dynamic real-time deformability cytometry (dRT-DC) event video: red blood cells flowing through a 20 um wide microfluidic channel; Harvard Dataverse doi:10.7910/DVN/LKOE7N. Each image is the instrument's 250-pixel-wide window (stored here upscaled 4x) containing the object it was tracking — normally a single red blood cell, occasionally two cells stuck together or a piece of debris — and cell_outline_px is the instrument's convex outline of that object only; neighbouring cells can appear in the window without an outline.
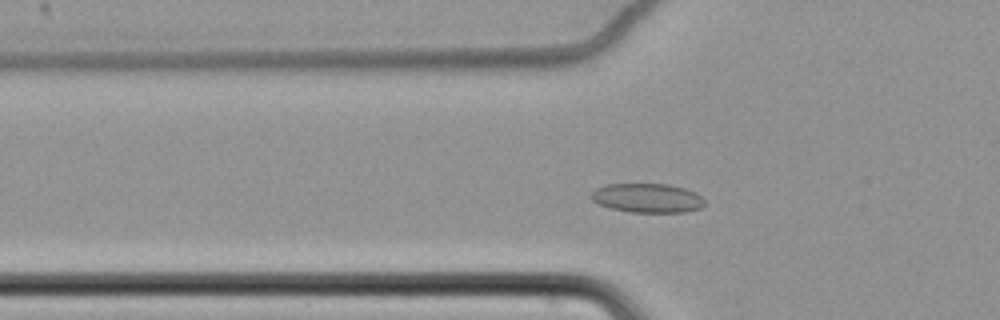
{"species": "common noctule bat (a hibernating species)", "species_latin": "Nyctalus noctula", "temperature_condition": "cold", "stored_images_in_passage": 57, "camera_frame_rate_fps": 3000, "um_per_image_px": 0.085, "animal": {"sex": "female", "body_mass_g": 22.7, "forearm_length_mm": 54.2}, "frame": {"image": 1, "passage_image": 16, "time_ms": 5.0, "image_size_px": [1000, 320], "cell_outline_px": [[704, 204], [700, 208], [684, 212], [628, 212], [612, 208], [600, 204], [592, 200], [588, 196], [596, 188], [608, 184], [668, 184], [684, 188], [696, 192], [704, 200]], "centroid_in_image_um": [55.01, 16.83], "position_along_channel_um": 70.8, "area_um2": 19.25}}
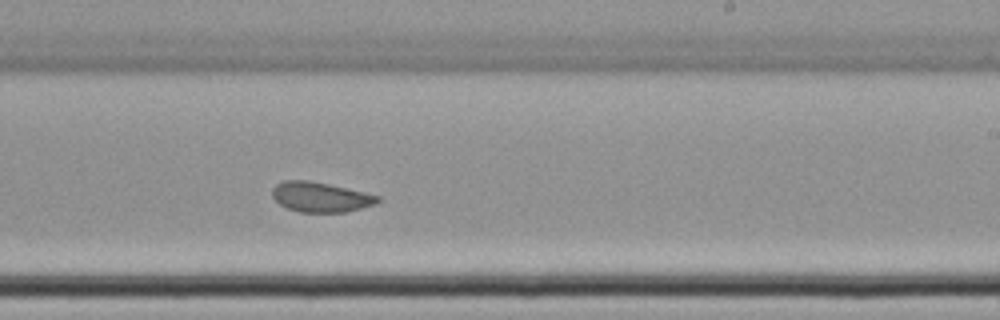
{"frame": {"image": 2, "passage_image": 33, "time_ms": 10.667, "image_size_px": [1000, 320], "cell_outline_px": [[380, 200], [376, 204], [344, 212], [300, 212], [288, 208], [280, 204], [272, 196], [272, 188], [276, 184], [284, 180], [308, 180], [328, 184], [364, 192], [380, 196]], "centroid_in_image_um": [27.23, 16.74], "position_along_channel_um": 261.8, "area_um2": 18.26}}
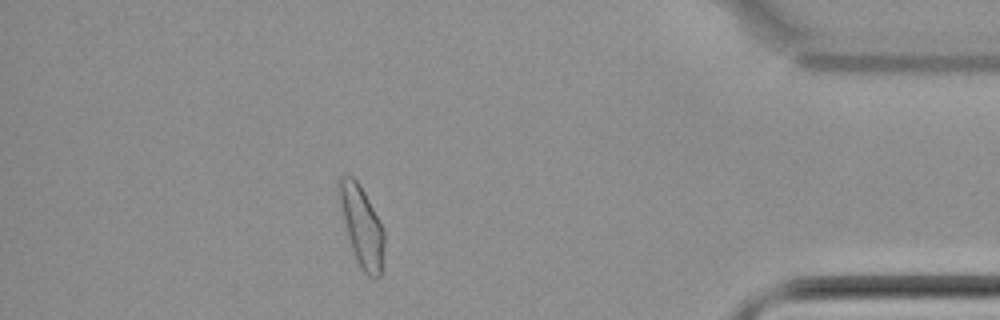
{"frame": {"image": 3, "passage_image": 49, "time_ms": 16.0, "image_size_px": [1000, 320], "cell_outline_px": [[384, 244], [380, 276], [376, 280], [372, 280], [360, 268], [356, 260], [348, 236], [340, 208], [336, 180], [340, 176], [352, 176], [360, 184], [384, 232]], "centroid_in_image_um": [30.72, 19.24], "position_along_channel_um": 404.5, "area_um2": 20.92}, "authors_computed_cell_mechanics": {"area_um2": 19.8832, "velocity_mm_per_s": 3.4262, "shape_relaxation_time_tau1_ms": null, "shape_relaxation_time_tau2_ms": 1.7028, "deformation_change_tau1": null, "deformation_change_tau2": 0.0512}}